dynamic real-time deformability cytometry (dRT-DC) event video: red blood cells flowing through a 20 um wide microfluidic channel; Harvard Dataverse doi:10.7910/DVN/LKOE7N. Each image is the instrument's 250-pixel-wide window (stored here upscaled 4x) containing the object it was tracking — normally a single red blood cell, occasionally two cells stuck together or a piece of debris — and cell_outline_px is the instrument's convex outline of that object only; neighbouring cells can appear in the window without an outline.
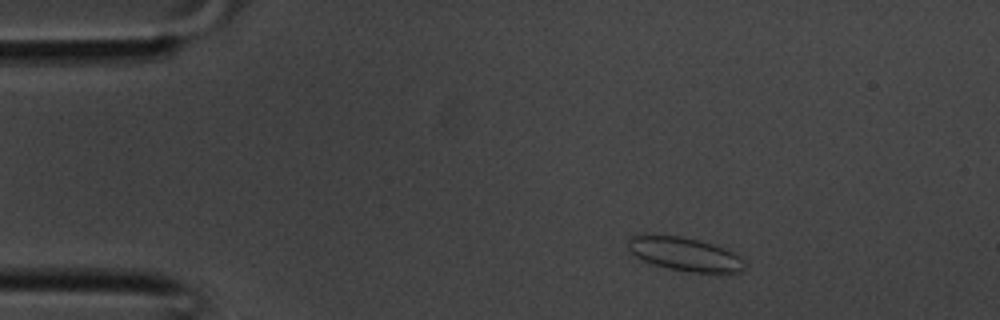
{"species": "common noctule bat (a hibernating species)", "species_latin": "Nyctalus noctula", "temperature_condition": "room temperature", "stored_images_in_passage": 32, "camera_frame_rate_fps": 3000, "um_per_image_px": 0.085, "animal": {"sex": "male", "body_mass_g": 20.1, "forearm_length_mm": 53.5}, "frame": {"image": 1, "passage_image": 1, "time_ms": 0.0, "image_size_px": [1000, 320], "cell_outline_px": [[744, 268], [740, 272], [692, 272], [668, 268], [652, 264], [636, 256], [628, 248], [628, 236], [680, 236], [700, 240], [724, 248], [740, 256], [744, 260]], "centroid_in_image_um": [58.23, 21.6], "position_along_channel_um": 26.8, "area_um2": 22.37}}
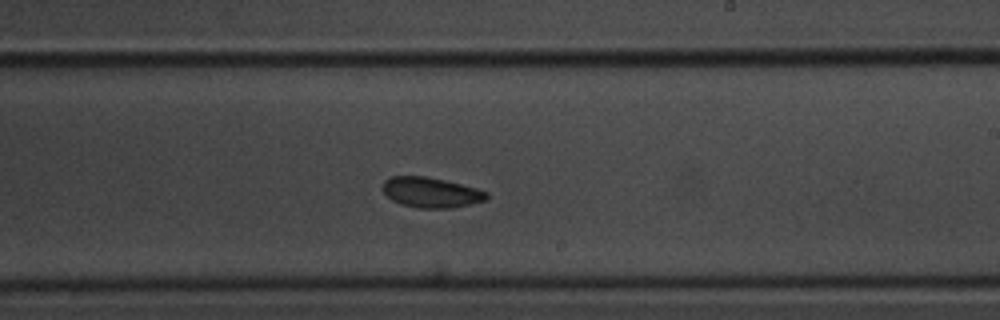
{"frame": {"image": 2, "passage_image": 17, "time_ms": 5.333, "image_size_px": [1000, 320], "cell_outline_px": [[488, 200], [448, 208], [420, 208], [400, 204], [392, 200], [384, 192], [384, 180], [388, 176], [424, 176], [444, 180], [476, 188], [488, 192]], "centroid_in_image_um": [36.63, 16.35], "position_along_channel_um": 252.4, "area_um2": 18.15}}
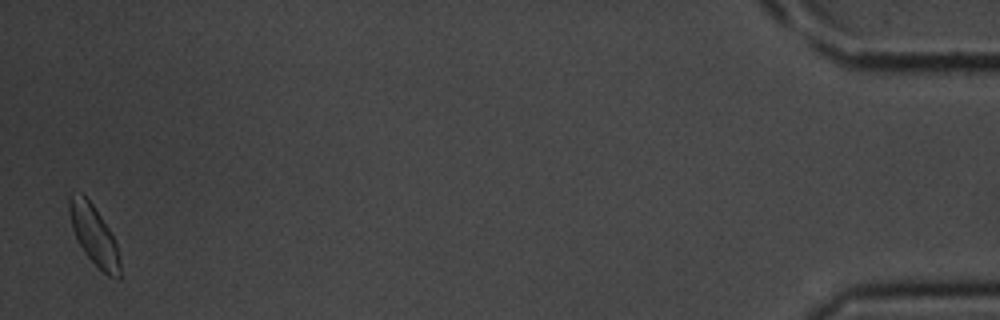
{"frame": {"image": 3, "passage_image": 32, "time_ms": 10.333, "image_size_px": [1000, 320], "cell_outline_px": [[120, 280], [116, 280], [108, 276], [84, 252], [72, 228], [68, 212], [68, 196], [72, 192], [80, 192], [92, 204], [112, 232], [116, 244], [120, 260]], "centroid_in_image_um": [7.99, 19.97], "position_along_channel_um": 427.2, "area_um2": 17.57}}